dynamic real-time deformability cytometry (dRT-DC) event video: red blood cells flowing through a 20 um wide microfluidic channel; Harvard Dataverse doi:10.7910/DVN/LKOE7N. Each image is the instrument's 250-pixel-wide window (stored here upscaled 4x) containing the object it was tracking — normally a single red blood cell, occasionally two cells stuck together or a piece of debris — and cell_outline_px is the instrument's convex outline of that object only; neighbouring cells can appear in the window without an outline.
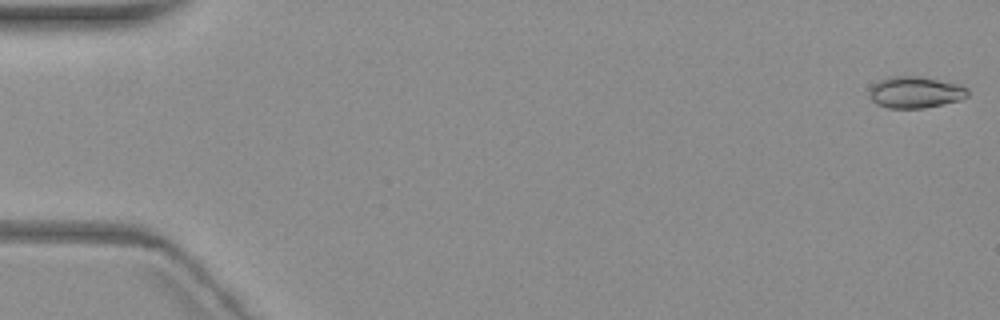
{"species": "common noctule bat (a hibernating species)", "species_latin": "Nyctalus noctula", "temperature_condition": "warm", "stored_images_in_passage": 4, "camera_frame_rate_fps": 3000, "um_per_image_px": 0.085, "animal": {"sex": "female", "body_mass_g": 19.3, "forearm_length_mm": 54.1}, "frame": {"image": 1, "passage_image": 1, "time_ms": 0.0, "image_size_px": [1000, 320], "cell_outline_px": [[968, 96], [960, 100], [944, 104], [924, 108], [888, 108], [876, 104], [868, 96], [872, 84], [880, 80], [896, 76], [916, 76], [960, 84], [968, 88]], "centroid_in_image_um": [77.8, 7.85], "position_along_channel_um": 7.2, "area_um2": 18.09}}